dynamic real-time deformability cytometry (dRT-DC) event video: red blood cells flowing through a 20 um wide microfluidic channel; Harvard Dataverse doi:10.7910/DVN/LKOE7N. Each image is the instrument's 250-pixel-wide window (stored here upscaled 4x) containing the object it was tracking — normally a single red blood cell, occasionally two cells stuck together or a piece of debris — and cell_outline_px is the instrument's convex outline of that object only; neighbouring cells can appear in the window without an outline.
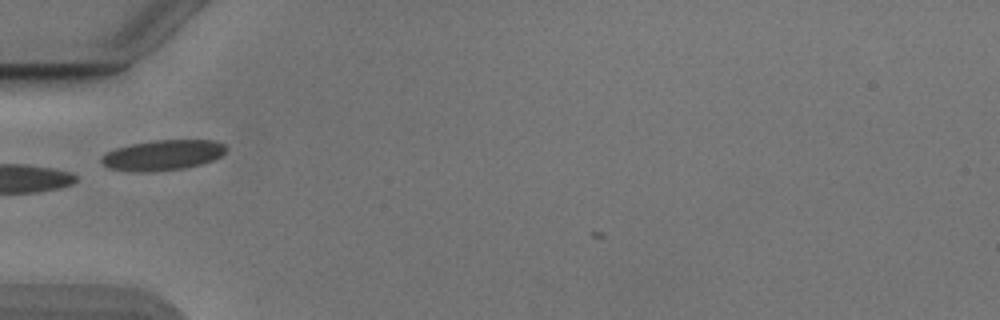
{"species": "Egyptian fruit bat (a non-hibernating species)", "species_latin": "Rousettus aegyptiacus", "temperature_condition": "cold", "stored_images_in_passage": 26, "camera_frame_rate_fps": 3000, "um_per_image_px": 0.085, "animal": {"sex": "male"}, "frame": {"image": 1, "passage_image": 9, "time_ms": 2.667, "image_size_px": [1000, 320], "cell_outline_px": [[228, 148], [220, 156], [212, 160], [200, 164], [184, 168], [152, 172], [136, 172], [108, 168], [100, 160], [100, 156], [116, 148], [132, 144], [156, 140], [216, 140], [224, 144]], "centroid_in_image_um": [13.83, 13.19], "position_along_channel_um": 71.2, "area_um2": 22.02}}